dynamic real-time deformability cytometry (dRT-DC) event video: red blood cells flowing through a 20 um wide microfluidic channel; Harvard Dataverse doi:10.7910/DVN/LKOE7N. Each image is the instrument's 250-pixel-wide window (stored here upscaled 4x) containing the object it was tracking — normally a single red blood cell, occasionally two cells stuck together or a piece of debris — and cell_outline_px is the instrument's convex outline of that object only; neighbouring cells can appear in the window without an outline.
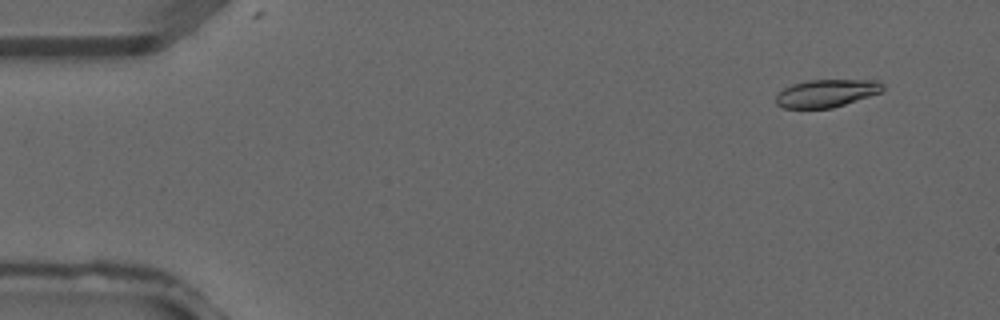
{"species": "common noctule bat (a hibernating species)", "species_latin": "Nyctalus noctula", "temperature_condition": "warm", "stored_images_in_passage": 3, "camera_frame_rate_fps": 3000, "um_per_image_px": 0.085, "animal": {"sex": "male", "forearm_length_mm": 52.5}, "frame": {"image": 1, "passage_image": 3, "time_ms": 0.667, "image_size_px": [1000, 320], "cell_outline_px": [[884, 88], [880, 92], [832, 108], [784, 108], [776, 104], [776, 96], [784, 88], [792, 84], [808, 80], [876, 80], [884, 84]], "centroid_in_image_um": [70.23, 7.92], "position_along_channel_um": 14.8, "area_um2": 17.05}}